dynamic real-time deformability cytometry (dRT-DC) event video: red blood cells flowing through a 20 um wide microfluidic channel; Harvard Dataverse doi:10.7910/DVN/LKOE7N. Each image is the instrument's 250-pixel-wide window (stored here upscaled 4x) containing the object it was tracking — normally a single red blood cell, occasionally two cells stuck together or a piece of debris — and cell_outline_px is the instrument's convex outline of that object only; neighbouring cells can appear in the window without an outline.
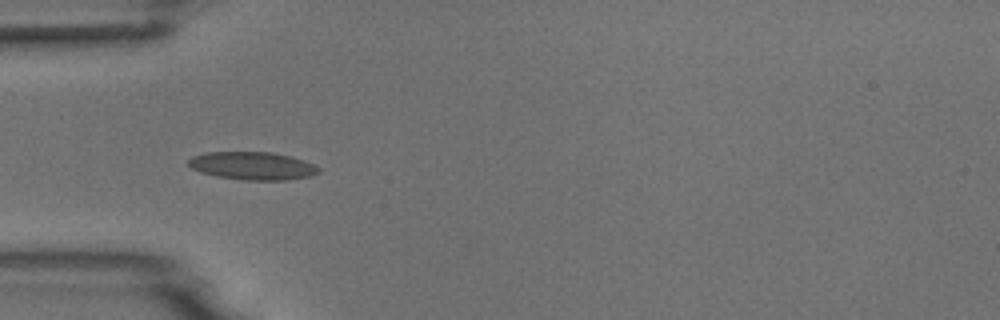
{"species": "common noctule bat (a hibernating species)", "species_latin": "Nyctalus noctula", "temperature_condition": "room temperature", "stored_images_in_passage": 10, "camera_frame_rate_fps": 3000, "um_per_image_px": 0.085, "animal": {"sex": "male", "body_mass_g": 18.8}, "frame": {"image": 1, "passage_image": 5, "time_ms": 6.0, "image_size_px": [1000, 320], "cell_outline_px": [[320, 172], [312, 176], [288, 180], [244, 180], [216, 176], [200, 172], [192, 168], [188, 164], [188, 160], [192, 156], [208, 152], [272, 152], [292, 156], [304, 160], [320, 168]], "centroid_in_image_um": [21.49, 14.09], "position_along_channel_um": 63.5, "area_um2": 21.33}}
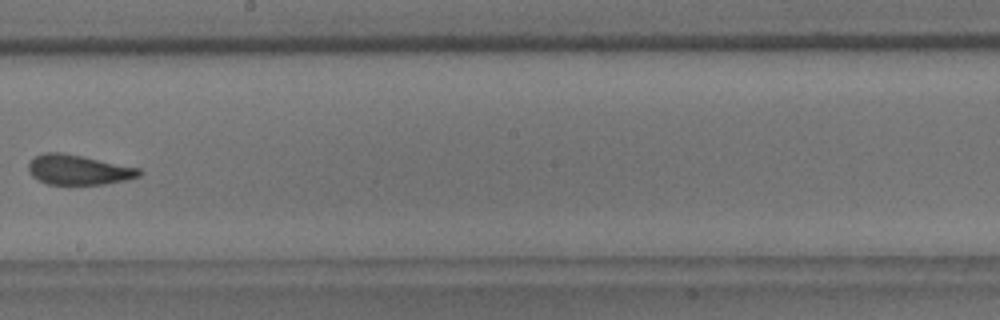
{"frame": {"image": 2, "passage_image": 9, "time_ms": 10.667, "image_size_px": [1000, 320], "cell_outline_px": [[144, 172], [140, 176], [124, 180], [104, 184], [48, 184], [32, 176], [28, 172], [28, 164], [36, 156], [44, 152], [64, 152], [140, 168]], "centroid_in_image_um": [6.68, 14.42], "position_along_channel_um": 241.5, "area_um2": 19.31}}
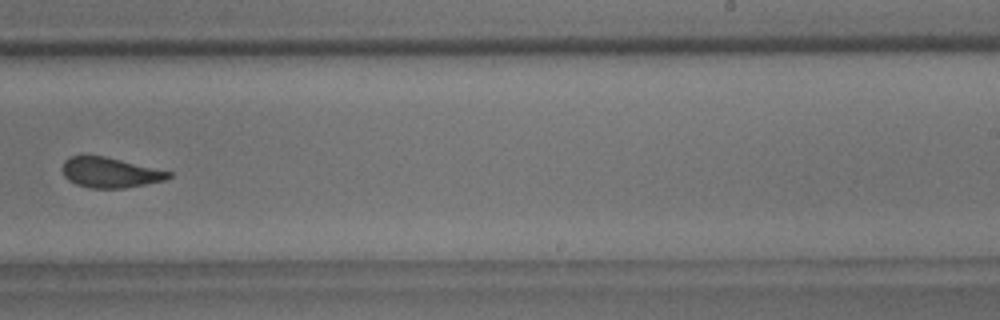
{"frame": {"image": 3, "passage_image": 10, "time_ms": 11.667, "image_size_px": [1000, 320], "cell_outline_px": [[172, 176], [164, 180], [124, 188], [92, 188], [76, 184], [68, 180], [64, 176], [64, 160], [68, 156], [104, 156], [172, 172]], "centroid_in_image_um": [9.35, 14.67], "position_along_channel_um": 279.7, "area_um2": 18.38}}